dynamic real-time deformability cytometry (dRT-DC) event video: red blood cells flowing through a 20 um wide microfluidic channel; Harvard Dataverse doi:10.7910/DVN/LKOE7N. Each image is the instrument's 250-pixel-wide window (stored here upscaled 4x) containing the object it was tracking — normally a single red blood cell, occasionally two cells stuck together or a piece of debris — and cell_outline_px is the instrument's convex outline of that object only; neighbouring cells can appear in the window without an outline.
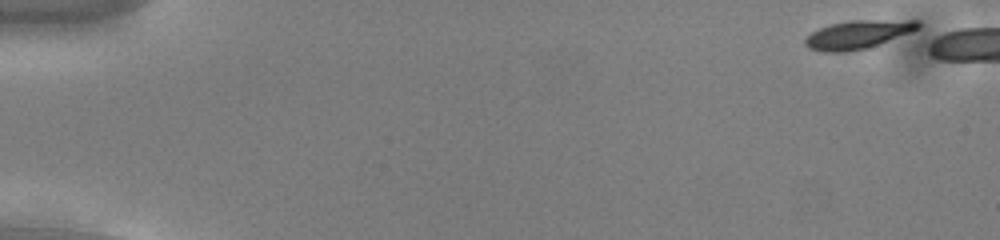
{"species": "common noctule bat (a hibernating species)", "species_latin": "Nyctalus noctula", "temperature_condition": "cold", "stored_images_in_passage": 1, "camera_frame_rate_fps": 3000, "um_per_image_px": 0.085, "animal": {"sex": "male", "body_mass_g": 13.0, "forearm_length_mm": 53.1}, "frame": {"image": 1, "passage_image": 1, "time_ms": 0.0, "image_size_px": [1000, 240], "cell_outline_px": [[920, 28], [868, 48], [844, 52], [824, 52], [808, 48], [804, 44], [804, 40], [812, 32], [820, 28], [832, 24], [852, 20], [920, 20]], "centroid_in_image_um": [72.92, 2.93], "position_along_channel_um": 12.1, "area_um2": 18.5}}